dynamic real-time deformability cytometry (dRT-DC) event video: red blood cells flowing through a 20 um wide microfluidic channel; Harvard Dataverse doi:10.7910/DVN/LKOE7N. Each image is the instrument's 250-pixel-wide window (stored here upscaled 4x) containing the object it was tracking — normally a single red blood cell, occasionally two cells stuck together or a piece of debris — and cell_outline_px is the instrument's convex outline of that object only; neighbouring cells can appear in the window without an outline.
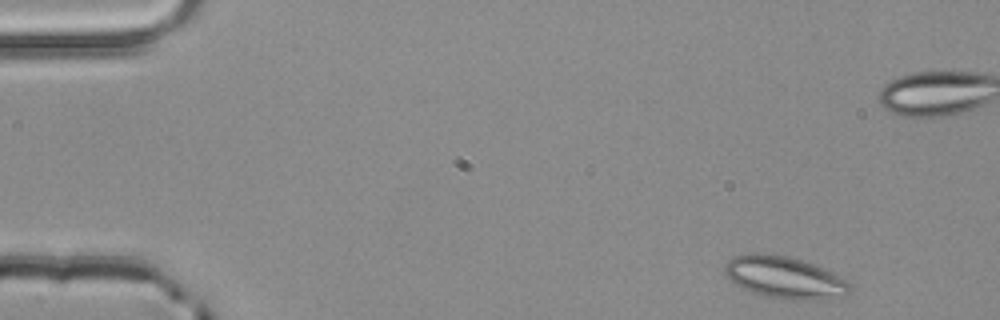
{"species": "common noctule bat (a hibernating species)", "species_latin": "Nyctalus noctula", "temperature_condition": "room temperature", "stored_images_in_passage": 4, "camera_frame_rate_fps": 3000, "um_per_image_px": 0.085, "animal": {"sex": "male", "body_mass_g": 20.4}, "frame": {"image": 1, "passage_image": 1, "time_ms": 0.0, "image_size_px": [1000, 320], "cell_outline_px": [[852, 292], [828, 300], [792, 300], [768, 296], [752, 292], [736, 284], [724, 272], [724, 264], [728, 260], [736, 256], [748, 252], [760, 252], [788, 256], [824, 268], [848, 280], [852, 284]], "centroid_in_image_um": [66.74, 23.58], "position_along_channel_um": 18.3, "area_um2": 30.87}}